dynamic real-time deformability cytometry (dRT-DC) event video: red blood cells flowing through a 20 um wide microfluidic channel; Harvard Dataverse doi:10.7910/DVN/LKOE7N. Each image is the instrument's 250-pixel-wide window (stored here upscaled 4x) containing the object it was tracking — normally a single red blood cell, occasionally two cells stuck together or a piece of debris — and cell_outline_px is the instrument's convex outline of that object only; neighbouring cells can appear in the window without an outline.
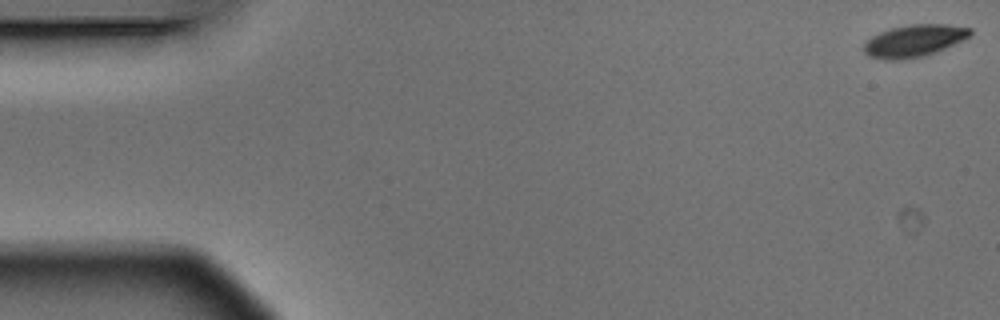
{"species": "Egyptian fruit bat (a non-hibernating species)", "species_latin": "Rousettus aegyptiacus", "temperature_condition": "warm", "stored_images_in_passage": 4, "camera_frame_rate_fps": 3000, "um_per_image_px": 0.085, "animal": {"sex": "male"}, "frame": {"image": 1, "passage_image": 1, "time_ms": 0.0, "image_size_px": [1000, 320], "cell_outline_px": [[972, 32], [968, 36], [936, 52], [924, 56], [900, 60], [888, 60], [868, 56], [864, 52], [864, 44], [872, 36], [880, 32], [892, 28], [912, 24], [948, 24], [972, 28]], "centroid_in_image_um": [77.68, 3.47], "position_along_channel_um": 7.3, "area_um2": 19.65}}
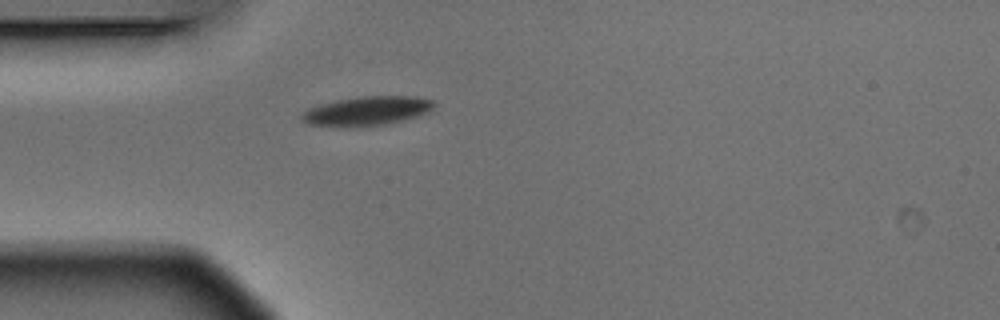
{"frame": {"image": 2, "passage_image": 4, "time_ms": 1.0, "image_size_px": [1000, 320], "cell_outline_px": [[436, 104], [428, 112], [416, 116], [388, 124], [344, 128], [308, 124], [300, 120], [300, 116], [308, 108], [320, 104], [336, 100], [360, 96], [416, 96], [432, 100]], "centroid_in_image_um": [31.14, 9.44], "position_along_channel_um": 53.9, "area_um2": 22.72}}